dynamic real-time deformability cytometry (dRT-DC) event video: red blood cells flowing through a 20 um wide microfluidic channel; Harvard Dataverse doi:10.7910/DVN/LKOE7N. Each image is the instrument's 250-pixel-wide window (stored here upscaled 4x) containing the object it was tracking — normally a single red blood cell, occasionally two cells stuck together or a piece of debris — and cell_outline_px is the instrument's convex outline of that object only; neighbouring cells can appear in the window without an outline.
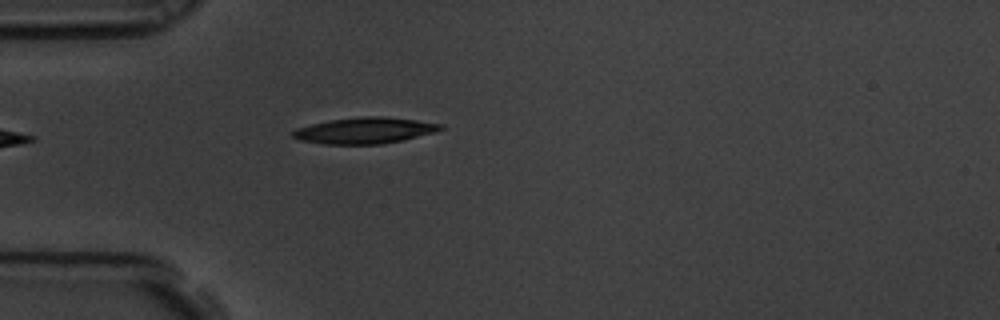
{"species": "common noctule bat (a hibernating species)", "species_latin": "Nyctalus noctula", "temperature_condition": "room temperature", "stored_images_in_passage": 2, "camera_frame_rate_fps": 3000, "um_per_image_px": 0.085, "animal": {"sex": "male", "body_mass_g": 19.5, "forearm_length_mm": 54.6}, "frame": {"image": 1, "passage_image": 2, "time_ms": 0.333, "image_size_px": [1000, 320], "cell_outline_px": [[444, 128], [436, 132], [384, 144], [324, 144], [300, 140], [292, 136], [292, 132], [296, 128], [312, 124], [332, 120], [360, 116], [384, 116], [416, 120], [444, 124]], "centroid_in_image_um": [31.03, 11.09], "position_along_channel_um": 54.0, "area_um2": 22.48}}